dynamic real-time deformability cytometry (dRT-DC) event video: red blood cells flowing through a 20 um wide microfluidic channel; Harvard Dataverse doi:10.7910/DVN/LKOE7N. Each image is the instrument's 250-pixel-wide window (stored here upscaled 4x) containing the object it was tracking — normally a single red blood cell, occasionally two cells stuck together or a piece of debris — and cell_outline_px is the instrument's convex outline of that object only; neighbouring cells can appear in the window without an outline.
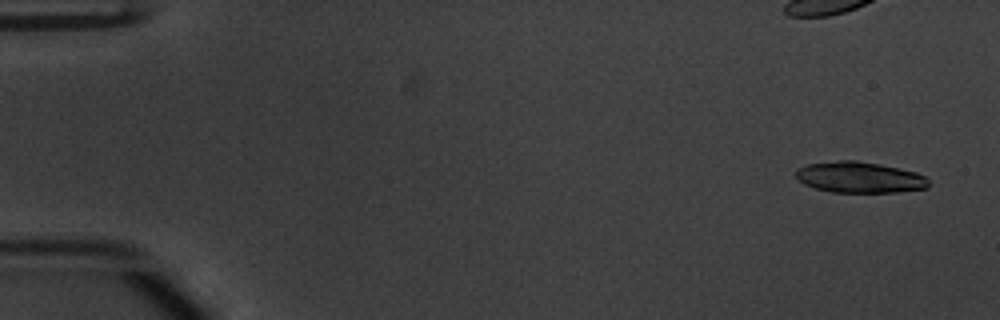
{"species": "common noctule bat (a hibernating species)", "species_latin": "Nyctalus noctula", "temperature_condition": "warm", "stored_images_in_passage": 17, "camera_frame_rate_fps": 3000, "um_per_image_px": 0.085, "animal": {"sex": "male", "body_mass_g": 20.1, "forearm_length_mm": 53.5}, "frame": {"image": 1, "passage_image": 3, "time_ms": 0.667, "image_size_px": [1000, 320], "cell_outline_px": [[928, 188], [896, 192], [832, 192], [816, 188], [804, 184], [796, 176], [796, 168], [804, 164], [840, 160], [856, 160], [916, 172], [924, 176], [928, 180]], "centroid_in_image_um": [73.02, 15.07], "position_along_channel_um": 12.0, "area_um2": 23.81}}